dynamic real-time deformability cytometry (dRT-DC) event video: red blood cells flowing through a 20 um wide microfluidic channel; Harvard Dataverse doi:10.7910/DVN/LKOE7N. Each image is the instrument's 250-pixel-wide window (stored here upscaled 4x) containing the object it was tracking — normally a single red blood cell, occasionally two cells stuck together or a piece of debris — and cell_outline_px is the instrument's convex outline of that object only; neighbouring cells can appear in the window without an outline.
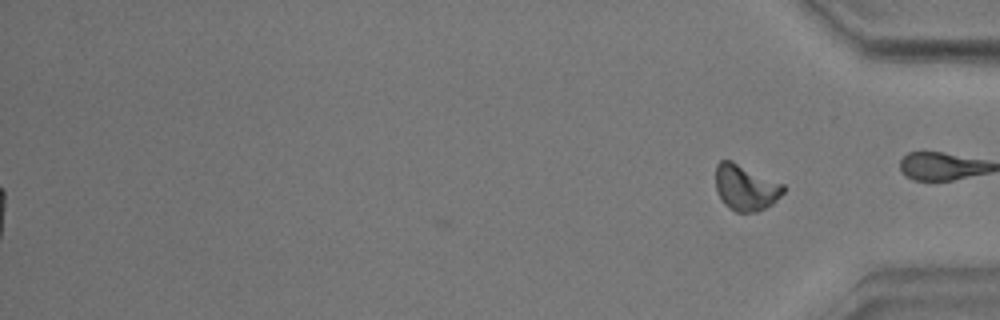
{"species": "common noctule bat (a hibernating species)", "species_latin": "Nyctalus noctula", "temperature_condition": "warm", "stored_images_in_passage": 38, "camera_frame_rate_fps": 3000, "um_per_image_px": 0.085, "animal": {"sex": "male", "body_mass_g": 17.9}, "frame": {"image": 1, "passage_image": 38, "time_ms": 12.333, "image_size_px": [1000, 320], "cell_outline_px": [[784, 192], [772, 204], [756, 212], [736, 212], [728, 208], [724, 204], [716, 192], [716, 164], [720, 160], [732, 160], [784, 184]], "centroid_in_image_um": [63.35, 15.94], "position_along_channel_um": 371.8, "area_um2": 18.21}, "authors_computed_cell_mechanics": {"area_um2": 17.1666, "velocity_mm_per_s": 3.5274, "shape_relaxation_time_tau1_ms": 4.6369, "shape_relaxation_time_tau2_ms": 3.3271, "deformation_change_tau1": 0.1528, "deformation_change_tau2": 0.0636}}